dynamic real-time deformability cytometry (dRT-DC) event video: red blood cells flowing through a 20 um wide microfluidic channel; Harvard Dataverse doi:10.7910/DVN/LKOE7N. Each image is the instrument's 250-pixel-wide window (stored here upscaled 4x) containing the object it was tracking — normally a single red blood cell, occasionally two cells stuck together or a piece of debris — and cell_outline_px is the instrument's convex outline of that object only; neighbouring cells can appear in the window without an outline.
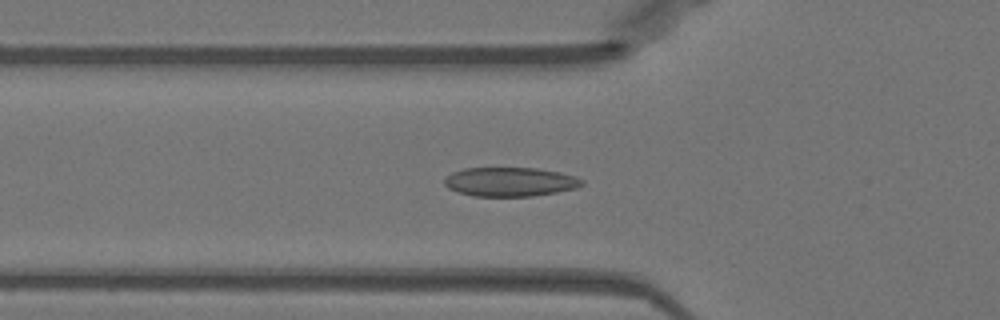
{"species": "Egyptian fruit bat (a non-hibernating species)", "species_latin": "Rousettus aegyptiacus", "temperature_condition": "warm", "stored_images_in_passage": 35, "camera_frame_rate_fps": 3000, "um_per_image_px": 0.085, "animal": {"sex": "female"}, "frame": {"image": 1, "passage_image": 11, "time_ms": 3.333, "image_size_px": [1000, 320], "cell_outline_px": [[584, 184], [576, 188], [556, 192], [532, 196], [472, 196], [456, 192], [448, 188], [444, 184], [444, 176], [452, 172], [464, 168], [536, 168], [560, 172], [576, 176], [584, 180]], "centroid_in_image_um": [43.33, 15.45], "position_along_channel_um": 82.5, "area_um2": 23.52}}
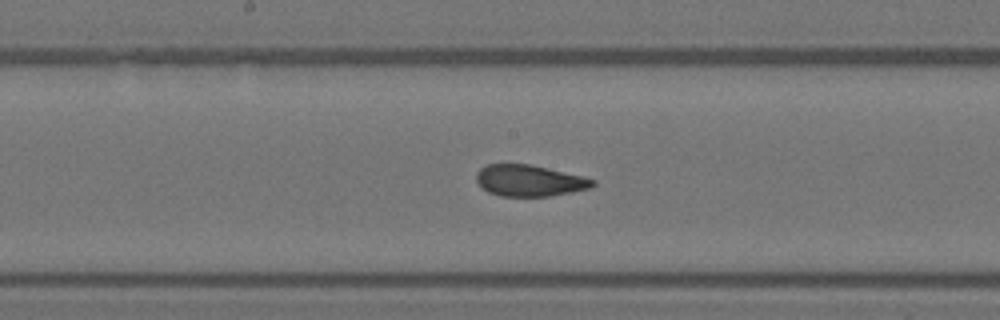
{"frame": {"image": 2, "passage_image": 20, "time_ms": 6.333, "image_size_px": [1000, 320], "cell_outline_px": [[596, 184], [588, 188], [572, 192], [548, 196], [500, 196], [488, 192], [476, 180], [476, 172], [484, 164], [528, 164], [548, 168], [584, 176], [596, 180]], "centroid_in_image_um": [45.0, 15.34], "position_along_channel_um": 203.2, "area_um2": 21.27}}
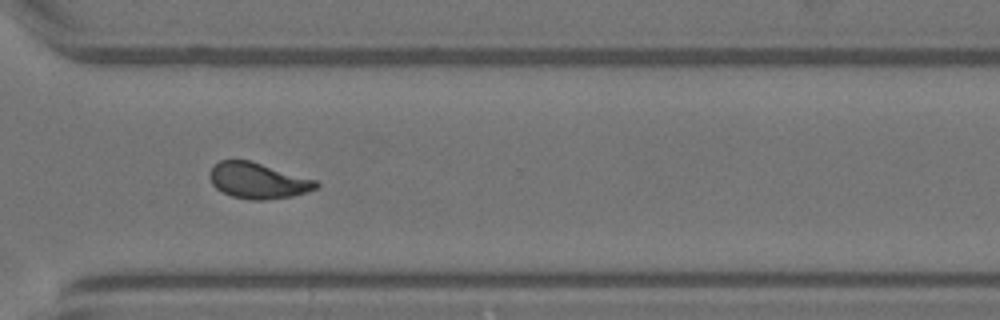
{"frame": {"image": 3, "passage_image": 31, "time_ms": 10.0, "image_size_px": [1000, 320], "cell_outline_px": [[320, 184], [316, 188], [292, 196], [264, 200], [252, 200], [232, 196], [216, 188], [212, 184], [208, 176], [208, 172], [220, 160], [248, 160], [316, 180]], "centroid_in_image_um": [21.89, 15.36], "position_along_channel_um": 348.7, "area_um2": 21.91}, "authors_computed_cell_mechanics": {"area_um2": 22.3686, "velocity_mm_per_s": 3.9851, "shape_relaxation_time_tau1_ms": 7.6606, "shape_relaxation_time_tau2_ms": 0.816, "deformation_change_tau1": 0.2129, "deformation_change_tau2": 0.0613}}